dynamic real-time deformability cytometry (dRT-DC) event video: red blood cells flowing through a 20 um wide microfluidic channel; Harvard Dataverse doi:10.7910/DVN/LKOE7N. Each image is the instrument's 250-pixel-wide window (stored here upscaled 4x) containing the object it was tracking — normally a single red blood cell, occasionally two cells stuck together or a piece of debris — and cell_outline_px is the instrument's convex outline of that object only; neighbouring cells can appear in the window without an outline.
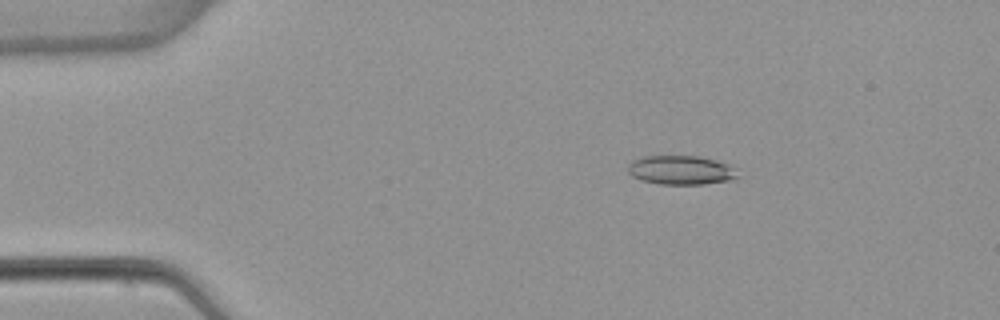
{"species": "common noctule bat (a hibernating species)", "species_latin": "Nyctalus noctula", "temperature_condition": "warm", "stored_images_in_passage": 4, "camera_frame_rate_fps": 3000, "um_per_image_px": 0.085, "animal": {"sex": "female", "body_mass_g": 22.7, "forearm_length_mm": 54.2}, "frame": {"image": 1, "passage_image": 2, "time_ms": 2.333, "image_size_px": [1000, 320], "cell_outline_px": [[736, 180], [704, 184], [660, 184], [640, 180], [632, 176], [628, 172], [628, 164], [632, 160], [640, 156], [700, 156], [716, 160], [728, 164], [736, 168]], "centroid_in_image_um": [57.88, 14.46], "position_along_channel_um": 27.1, "area_um2": 18.84}}